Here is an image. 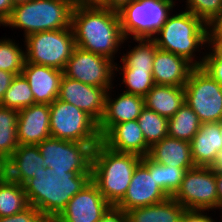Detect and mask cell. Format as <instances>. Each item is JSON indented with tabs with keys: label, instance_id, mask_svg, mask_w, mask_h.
Segmentation results:
<instances>
[{
	"label": "cell",
	"instance_id": "cell-1",
	"mask_svg": "<svg viewBox=\"0 0 222 222\" xmlns=\"http://www.w3.org/2000/svg\"><path fill=\"white\" fill-rule=\"evenodd\" d=\"M71 28L76 47L114 63L121 48L126 47L118 12L103 7H73Z\"/></svg>",
	"mask_w": 222,
	"mask_h": 222
},
{
	"label": "cell",
	"instance_id": "cell-2",
	"mask_svg": "<svg viewBox=\"0 0 222 222\" xmlns=\"http://www.w3.org/2000/svg\"><path fill=\"white\" fill-rule=\"evenodd\" d=\"M178 12L174 9L153 40L159 49L185 58L194 67H202L211 44L210 26L190 11Z\"/></svg>",
	"mask_w": 222,
	"mask_h": 222
},
{
	"label": "cell",
	"instance_id": "cell-3",
	"mask_svg": "<svg viewBox=\"0 0 222 222\" xmlns=\"http://www.w3.org/2000/svg\"><path fill=\"white\" fill-rule=\"evenodd\" d=\"M90 181L91 173H53L51 168L46 167L45 174L30 178L23 187L29 205L54 222L70 199Z\"/></svg>",
	"mask_w": 222,
	"mask_h": 222
},
{
	"label": "cell",
	"instance_id": "cell-4",
	"mask_svg": "<svg viewBox=\"0 0 222 222\" xmlns=\"http://www.w3.org/2000/svg\"><path fill=\"white\" fill-rule=\"evenodd\" d=\"M142 157L134 153L117 152L101 141L93 150L91 180L102 196L116 206L125 196L133 172Z\"/></svg>",
	"mask_w": 222,
	"mask_h": 222
},
{
	"label": "cell",
	"instance_id": "cell-5",
	"mask_svg": "<svg viewBox=\"0 0 222 222\" xmlns=\"http://www.w3.org/2000/svg\"><path fill=\"white\" fill-rule=\"evenodd\" d=\"M71 0H31L14 6L4 28L23 30V38L37 32L71 27Z\"/></svg>",
	"mask_w": 222,
	"mask_h": 222
},
{
	"label": "cell",
	"instance_id": "cell-6",
	"mask_svg": "<svg viewBox=\"0 0 222 222\" xmlns=\"http://www.w3.org/2000/svg\"><path fill=\"white\" fill-rule=\"evenodd\" d=\"M177 0H133L119 11L121 29L125 39H153Z\"/></svg>",
	"mask_w": 222,
	"mask_h": 222
},
{
	"label": "cell",
	"instance_id": "cell-7",
	"mask_svg": "<svg viewBox=\"0 0 222 222\" xmlns=\"http://www.w3.org/2000/svg\"><path fill=\"white\" fill-rule=\"evenodd\" d=\"M49 107L51 137L87 143L94 148L101 141L98 123L80 108L58 98Z\"/></svg>",
	"mask_w": 222,
	"mask_h": 222
},
{
	"label": "cell",
	"instance_id": "cell-8",
	"mask_svg": "<svg viewBox=\"0 0 222 222\" xmlns=\"http://www.w3.org/2000/svg\"><path fill=\"white\" fill-rule=\"evenodd\" d=\"M26 62L64 70L75 45L71 27L28 35L23 40Z\"/></svg>",
	"mask_w": 222,
	"mask_h": 222
},
{
	"label": "cell",
	"instance_id": "cell-9",
	"mask_svg": "<svg viewBox=\"0 0 222 222\" xmlns=\"http://www.w3.org/2000/svg\"><path fill=\"white\" fill-rule=\"evenodd\" d=\"M185 103L197 114L202 124L222 120V86L202 67H195L184 86Z\"/></svg>",
	"mask_w": 222,
	"mask_h": 222
},
{
	"label": "cell",
	"instance_id": "cell-10",
	"mask_svg": "<svg viewBox=\"0 0 222 222\" xmlns=\"http://www.w3.org/2000/svg\"><path fill=\"white\" fill-rule=\"evenodd\" d=\"M37 146L45 167L51 168L53 173H91L92 145L50 137Z\"/></svg>",
	"mask_w": 222,
	"mask_h": 222
},
{
	"label": "cell",
	"instance_id": "cell-11",
	"mask_svg": "<svg viewBox=\"0 0 222 222\" xmlns=\"http://www.w3.org/2000/svg\"><path fill=\"white\" fill-rule=\"evenodd\" d=\"M173 198L187 210L217 211L216 170L195 166L185 172L181 186Z\"/></svg>",
	"mask_w": 222,
	"mask_h": 222
},
{
	"label": "cell",
	"instance_id": "cell-12",
	"mask_svg": "<svg viewBox=\"0 0 222 222\" xmlns=\"http://www.w3.org/2000/svg\"><path fill=\"white\" fill-rule=\"evenodd\" d=\"M67 78L109 90L115 83V63L101 55L75 47L63 70Z\"/></svg>",
	"mask_w": 222,
	"mask_h": 222
},
{
	"label": "cell",
	"instance_id": "cell-13",
	"mask_svg": "<svg viewBox=\"0 0 222 222\" xmlns=\"http://www.w3.org/2000/svg\"><path fill=\"white\" fill-rule=\"evenodd\" d=\"M169 196L157 184L154 177V161L147 155L135 168L123 199L116 205L123 211L161 203Z\"/></svg>",
	"mask_w": 222,
	"mask_h": 222
},
{
	"label": "cell",
	"instance_id": "cell-14",
	"mask_svg": "<svg viewBox=\"0 0 222 222\" xmlns=\"http://www.w3.org/2000/svg\"><path fill=\"white\" fill-rule=\"evenodd\" d=\"M111 206L91 180L70 199L54 222H97Z\"/></svg>",
	"mask_w": 222,
	"mask_h": 222
},
{
	"label": "cell",
	"instance_id": "cell-15",
	"mask_svg": "<svg viewBox=\"0 0 222 222\" xmlns=\"http://www.w3.org/2000/svg\"><path fill=\"white\" fill-rule=\"evenodd\" d=\"M107 91L106 88L84 84L63 75L57 98L80 108L99 124L105 111Z\"/></svg>",
	"mask_w": 222,
	"mask_h": 222
},
{
	"label": "cell",
	"instance_id": "cell-16",
	"mask_svg": "<svg viewBox=\"0 0 222 222\" xmlns=\"http://www.w3.org/2000/svg\"><path fill=\"white\" fill-rule=\"evenodd\" d=\"M116 86L111 87L105 97V111L103 118L98 124L101 138L114 126L119 123L137 120L145 107L144 97L139 95L117 93ZM115 91V92H114ZM114 94H113V93ZM114 98H113V97Z\"/></svg>",
	"mask_w": 222,
	"mask_h": 222
},
{
	"label": "cell",
	"instance_id": "cell-17",
	"mask_svg": "<svg viewBox=\"0 0 222 222\" xmlns=\"http://www.w3.org/2000/svg\"><path fill=\"white\" fill-rule=\"evenodd\" d=\"M17 137L19 145H37L51 137L49 104L35 103L18 111Z\"/></svg>",
	"mask_w": 222,
	"mask_h": 222
},
{
	"label": "cell",
	"instance_id": "cell-18",
	"mask_svg": "<svg viewBox=\"0 0 222 222\" xmlns=\"http://www.w3.org/2000/svg\"><path fill=\"white\" fill-rule=\"evenodd\" d=\"M21 74L29 83L35 103L50 105L57 99L63 77L62 70L25 62Z\"/></svg>",
	"mask_w": 222,
	"mask_h": 222
},
{
	"label": "cell",
	"instance_id": "cell-19",
	"mask_svg": "<svg viewBox=\"0 0 222 222\" xmlns=\"http://www.w3.org/2000/svg\"><path fill=\"white\" fill-rule=\"evenodd\" d=\"M194 68L185 58L158 48L152 76L155 85L184 87Z\"/></svg>",
	"mask_w": 222,
	"mask_h": 222
},
{
	"label": "cell",
	"instance_id": "cell-20",
	"mask_svg": "<svg viewBox=\"0 0 222 222\" xmlns=\"http://www.w3.org/2000/svg\"><path fill=\"white\" fill-rule=\"evenodd\" d=\"M101 142L111 150L134 153L141 157L147 156L150 150L137 120L114 125L101 138Z\"/></svg>",
	"mask_w": 222,
	"mask_h": 222
},
{
	"label": "cell",
	"instance_id": "cell-21",
	"mask_svg": "<svg viewBox=\"0 0 222 222\" xmlns=\"http://www.w3.org/2000/svg\"><path fill=\"white\" fill-rule=\"evenodd\" d=\"M45 172L46 167L37 145H19L8 158V178L20 185Z\"/></svg>",
	"mask_w": 222,
	"mask_h": 222
},
{
	"label": "cell",
	"instance_id": "cell-22",
	"mask_svg": "<svg viewBox=\"0 0 222 222\" xmlns=\"http://www.w3.org/2000/svg\"><path fill=\"white\" fill-rule=\"evenodd\" d=\"M191 156L195 166L212 167L222 151L218 123H204L190 141Z\"/></svg>",
	"mask_w": 222,
	"mask_h": 222
},
{
	"label": "cell",
	"instance_id": "cell-23",
	"mask_svg": "<svg viewBox=\"0 0 222 222\" xmlns=\"http://www.w3.org/2000/svg\"><path fill=\"white\" fill-rule=\"evenodd\" d=\"M148 156L163 165L177 168H193L195 164L191 156L189 141L170 136L163 138L150 147Z\"/></svg>",
	"mask_w": 222,
	"mask_h": 222
},
{
	"label": "cell",
	"instance_id": "cell-24",
	"mask_svg": "<svg viewBox=\"0 0 222 222\" xmlns=\"http://www.w3.org/2000/svg\"><path fill=\"white\" fill-rule=\"evenodd\" d=\"M185 103L184 87L154 85L144 96L145 107L171 118Z\"/></svg>",
	"mask_w": 222,
	"mask_h": 222
},
{
	"label": "cell",
	"instance_id": "cell-25",
	"mask_svg": "<svg viewBox=\"0 0 222 222\" xmlns=\"http://www.w3.org/2000/svg\"><path fill=\"white\" fill-rule=\"evenodd\" d=\"M186 208L173 197L165 201L127 211L128 222H180Z\"/></svg>",
	"mask_w": 222,
	"mask_h": 222
},
{
	"label": "cell",
	"instance_id": "cell-26",
	"mask_svg": "<svg viewBox=\"0 0 222 222\" xmlns=\"http://www.w3.org/2000/svg\"><path fill=\"white\" fill-rule=\"evenodd\" d=\"M128 40V41H127ZM132 42H131V41ZM125 39L127 43H133L134 47L131 44L127 45L129 51L123 54L121 53L119 58L121 64L115 63V69H141L147 70V72H152L153 70V61L155 58V53L158 49L156 42L153 39ZM137 44H136V43Z\"/></svg>",
	"mask_w": 222,
	"mask_h": 222
},
{
	"label": "cell",
	"instance_id": "cell-27",
	"mask_svg": "<svg viewBox=\"0 0 222 222\" xmlns=\"http://www.w3.org/2000/svg\"><path fill=\"white\" fill-rule=\"evenodd\" d=\"M201 125L197 114L184 103L173 117L168 119V136L190 142Z\"/></svg>",
	"mask_w": 222,
	"mask_h": 222
},
{
	"label": "cell",
	"instance_id": "cell-28",
	"mask_svg": "<svg viewBox=\"0 0 222 222\" xmlns=\"http://www.w3.org/2000/svg\"><path fill=\"white\" fill-rule=\"evenodd\" d=\"M28 206L23 185L9 178L0 183V218L15 215Z\"/></svg>",
	"mask_w": 222,
	"mask_h": 222
},
{
	"label": "cell",
	"instance_id": "cell-29",
	"mask_svg": "<svg viewBox=\"0 0 222 222\" xmlns=\"http://www.w3.org/2000/svg\"><path fill=\"white\" fill-rule=\"evenodd\" d=\"M17 121L18 110L0 106V155L7 159L19 146Z\"/></svg>",
	"mask_w": 222,
	"mask_h": 222
},
{
	"label": "cell",
	"instance_id": "cell-30",
	"mask_svg": "<svg viewBox=\"0 0 222 222\" xmlns=\"http://www.w3.org/2000/svg\"><path fill=\"white\" fill-rule=\"evenodd\" d=\"M121 71V72H120ZM119 73V74H117ZM120 75L121 78L115 79L117 82L118 79L121 81L117 85L123 88L124 93L139 95L144 97L151 88L155 85L152 72H147V70L141 69H115V77Z\"/></svg>",
	"mask_w": 222,
	"mask_h": 222
},
{
	"label": "cell",
	"instance_id": "cell-31",
	"mask_svg": "<svg viewBox=\"0 0 222 222\" xmlns=\"http://www.w3.org/2000/svg\"><path fill=\"white\" fill-rule=\"evenodd\" d=\"M2 38V39H1ZM0 38V70L20 75L26 62L25 45H20L15 39ZM23 46V47H22Z\"/></svg>",
	"mask_w": 222,
	"mask_h": 222
},
{
	"label": "cell",
	"instance_id": "cell-32",
	"mask_svg": "<svg viewBox=\"0 0 222 222\" xmlns=\"http://www.w3.org/2000/svg\"><path fill=\"white\" fill-rule=\"evenodd\" d=\"M145 142L151 147L168 136V118L144 107L137 118Z\"/></svg>",
	"mask_w": 222,
	"mask_h": 222
},
{
	"label": "cell",
	"instance_id": "cell-33",
	"mask_svg": "<svg viewBox=\"0 0 222 222\" xmlns=\"http://www.w3.org/2000/svg\"><path fill=\"white\" fill-rule=\"evenodd\" d=\"M33 104H35L34 96L28 81L22 74L16 75L5 92L0 106L19 111Z\"/></svg>",
	"mask_w": 222,
	"mask_h": 222
},
{
	"label": "cell",
	"instance_id": "cell-34",
	"mask_svg": "<svg viewBox=\"0 0 222 222\" xmlns=\"http://www.w3.org/2000/svg\"><path fill=\"white\" fill-rule=\"evenodd\" d=\"M189 169L191 168H177L154 161L156 182L169 197H173L179 190L185 172Z\"/></svg>",
	"mask_w": 222,
	"mask_h": 222
},
{
	"label": "cell",
	"instance_id": "cell-35",
	"mask_svg": "<svg viewBox=\"0 0 222 222\" xmlns=\"http://www.w3.org/2000/svg\"><path fill=\"white\" fill-rule=\"evenodd\" d=\"M185 3L184 10L190 11L209 26L222 12V0H186Z\"/></svg>",
	"mask_w": 222,
	"mask_h": 222
},
{
	"label": "cell",
	"instance_id": "cell-36",
	"mask_svg": "<svg viewBox=\"0 0 222 222\" xmlns=\"http://www.w3.org/2000/svg\"><path fill=\"white\" fill-rule=\"evenodd\" d=\"M202 68L222 86V51L217 46H208Z\"/></svg>",
	"mask_w": 222,
	"mask_h": 222
},
{
	"label": "cell",
	"instance_id": "cell-37",
	"mask_svg": "<svg viewBox=\"0 0 222 222\" xmlns=\"http://www.w3.org/2000/svg\"><path fill=\"white\" fill-rule=\"evenodd\" d=\"M0 222H52L48 218L40 215V212L29 205L23 211L8 217H1Z\"/></svg>",
	"mask_w": 222,
	"mask_h": 222
},
{
	"label": "cell",
	"instance_id": "cell-38",
	"mask_svg": "<svg viewBox=\"0 0 222 222\" xmlns=\"http://www.w3.org/2000/svg\"><path fill=\"white\" fill-rule=\"evenodd\" d=\"M210 210H208V214L205 210H187L183 213L180 222H217V218H213L211 214L209 215ZM209 215V216H208Z\"/></svg>",
	"mask_w": 222,
	"mask_h": 222
},
{
	"label": "cell",
	"instance_id": "cell-39",
	"mask_svg": "<svg viewBox=\"0 0 222 222\" xmlns=\"http://www.w3.org/2000/svg\"><path fill=\"white\" fill-rule=\"evenodd\" d=\"M97 222H128L127 212L111 206Z\"/></svg>",
	"mask_w": 222,
	"mask_h": 222
},
{
	"label": "cell",
	"instance_id": "cell-40",
	"mask_svg": "<svg viewBox=\"0 0 222 222\" xmlns=\"http://www.w3.org/2000/svg\"><path fill=\"white\" fill-rule=\"evenodd\" d=\"M15 75L11 72L0 70V102L3 99L5 92L8 90Z\"/></svg>",
	"mask_w": 222,
	"mask_h": 222
},
{
	"label": "cell",
	"instance_id": "cell-41",
	"mask_svg": "<svg viewBox=\"0 0 222 222\" xmlns=\"http://www.w3.org/2000/svg\"><path fill=\"white\" fill-rule=\"evenodd\" d=\"M13 7L11 0H0V27L10 17Z\"/></svg>",
	"mask_w": 222,
	"mask_h": 222
},
{
	"label": "cell",
	"instance_id": "cell-42",
	"mask_svg": "<svg viewBox=\"0 0 222 222\" xmlns=\"http://www.w3.org/2000/svg\"><path fill=\"white\" fill-rule=\"evenodd\" d=\"M132 1L133 0H105V3L102 7L111 11L119 12Z\"/></svg>",
	"mask_w": 222,
	"mask_h": 222
},
{
	"label": "cell",
	"instance_id": "cell-43",
	"mask_svg": "<svg viewBox=\"0 0 222 222\" xmlns=\"http://www.w3.org/2000/svg\"><path fill=\"white\" fill-rule=\"evenodd\" d=\"M73 7H102L105 0H71Z\"/></svg>",
	"mask_w": 222,
	"mask_h": 222
},
{
	"label": "cell",
	"instance_id": "cell-44",
	"mask_svg": "<svg viewBox=\"0 0 222 222\" xmlns=\"http://www.w3.org/2000/svg\"><path fill=\"white\" fill-rule=\"evenodd\" d=\"M217 210L222 214V171L216 170Z\"/></svg>",
	"mask_w": 222,
	"mask_h": 222
},
{
	"label": "cell",
	"instance_id": "cell-45",
	"mask_svg": "<svg viewBox=\"0 0 222 222\" xmlns=\"http://www.w3.org/2000/svg\"><path fill=\"white\" fill-rule=\"evenodd\" d=\"M210 37H222V12L210 26Z\"/></svg>",
	"mask_w": 222,
	"mask_h": 222
},
{
	"label": "cell",
	"instance_id": "cell-46",
	"mask_svg": "<svg viewBox=\"0 0 222 222\" xmlns=\"http://www.w3.org/2000/svg\"><path fill=\"white\" fill-rule=\"evenodd\" d=\"M8 179V159L0 155V183Z\"/></svg>",
	"mask_w": 222,
	"mask_h": 222
},
{
	"label": "cell",
	"instance_id": "cell-47",
	"mask_svg": "<svg viewBox=\"0 0 222 222\" xmlns=\"http://www.w3.org/2000/svg\"><path fill=\"white\" fill-rule=\"evenodd\" d=\"M210 43L222 51V37H210Z\"/></svg>",
	"mask_w": 222,
	"mask_h": 222
},
{
	"label": "cell",
	"instance_id": "cell-48",
	"mask_svg": "<svg viewBox=\"0 0 222 222\" xmlns=\"http://www.w3.org/2000/svg\"><path fill=\"white\" fill-rule=\"evenodd\" d=\"M212 168L215 170L222 171V151L218 154L217 160L212 166Z\"/></svg>",
	"mask_w": 222,
	"mask_h": 222
},
{
	"label": "cell",
	"instance_id": "cell-49",
	"mask_svg": "<svg viewBox=\"0 0 222 222\" xmlns=\"http://www.w3.org/2000/svg\"><path fill=\"white\" fill-rule=\"evenodd\" d=\"M29 1H31V0H11L13 6L24 4V3L29 2Z\"/></svg>",
	"mask_w": 222,
	"mask_h": 222
},
{
	"label": "cell",
	"instance_id": "cell-50",
	"mask_svg": "<svg viewBox=\"0 0 222 222\" xmlns=\"http://www.w3.org/2000/svg\"><path fill=\"white\" fill-rule=\"evenodd\" d=\"M218 125H219V131H220L221 142H222V120L218 122Z\"/></svg>",
	"mask_w": 222,
	"mask_h": 222
}]
</instances>
